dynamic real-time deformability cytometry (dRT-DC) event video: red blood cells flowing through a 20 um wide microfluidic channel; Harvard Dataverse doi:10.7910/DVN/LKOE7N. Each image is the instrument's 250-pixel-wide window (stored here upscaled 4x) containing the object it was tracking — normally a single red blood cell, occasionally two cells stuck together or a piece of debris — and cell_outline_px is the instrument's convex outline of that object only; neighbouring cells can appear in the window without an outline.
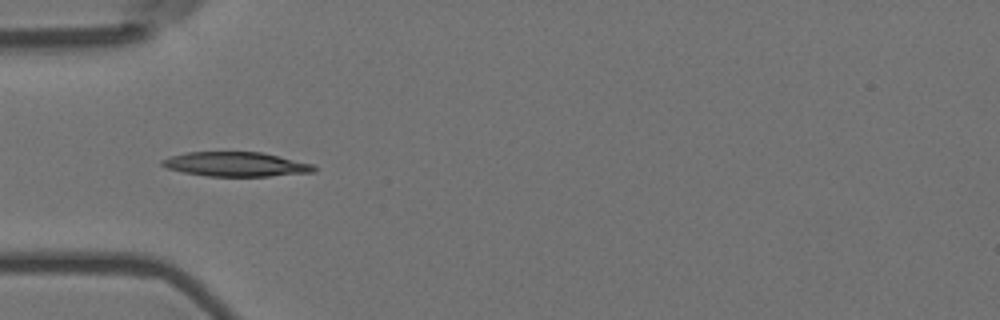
{"species": "Egyptian fruit bat (a non-hibernating species)", "species_latin": "Rousettus aegyptiacus", "temperature_condition": "room temperature", "stored_images_in_passage": 8, "camera_frame_rate_fps": 3000, "um_per_image_px": 0.085, "animal": {"sex": "female"}, "frame": {"image": 1, "passage_image": 5, "time_ms": 1.333, "image_size_px": [1000, 320], "cell_outline_px": [[316, 172], [268, 176], [208, 176], [184, 172], [168, 168], [160, 164], [160, 160], [172, 156], [188, 152], [260, 152], [312, 164], [316, 168]], "centroid_in_image_um": [20.04, 13.96], "position_along_channel_um": 65.0, "area_um2": 21.33}}
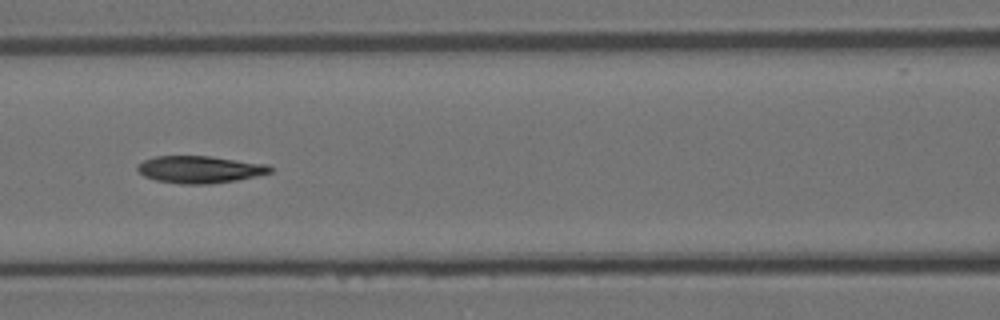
{"frame": {"image": 2, "passage_image": 7, "time_ms": 2.0, "image_size_px": [1000, 320], "cell_outline_px": [[272, 172], [256, 176], [236, 180], [208, 184], [180, 184], [156, 180], [144, 176], [136, 168], [136, 164], [144, 160], [156, 156], [208, 156], [268, 164], [272, 168]], "centroid_in_image_um": [16.96, 14.4], "position_along_channel_um": 149.6, "area_um2": 20.98}}
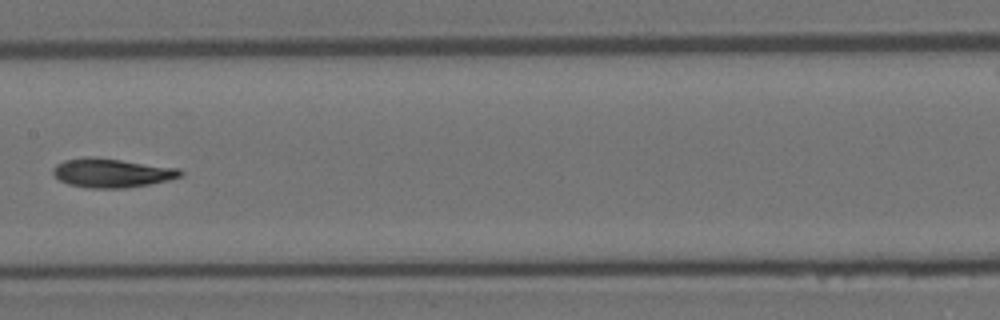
{"frame": {"image": 3, "passage_image": 8, "time_ms": 2.333, "image_size_px": [1000, 320], "cell_outline_px": [[184, 176], [168, 180], [148, 184], [124, 188], [88, 188], [68, 184], [60, 180], [52, 172], [52, 168], [56, 164], [64, 160], [84, 156], [96, 156], [180, 168], [184, 172]], "centroid_in_image_um": [9.51, 14.68], "position_along_channel_um": 197.9, "area_um2": 21.85}}